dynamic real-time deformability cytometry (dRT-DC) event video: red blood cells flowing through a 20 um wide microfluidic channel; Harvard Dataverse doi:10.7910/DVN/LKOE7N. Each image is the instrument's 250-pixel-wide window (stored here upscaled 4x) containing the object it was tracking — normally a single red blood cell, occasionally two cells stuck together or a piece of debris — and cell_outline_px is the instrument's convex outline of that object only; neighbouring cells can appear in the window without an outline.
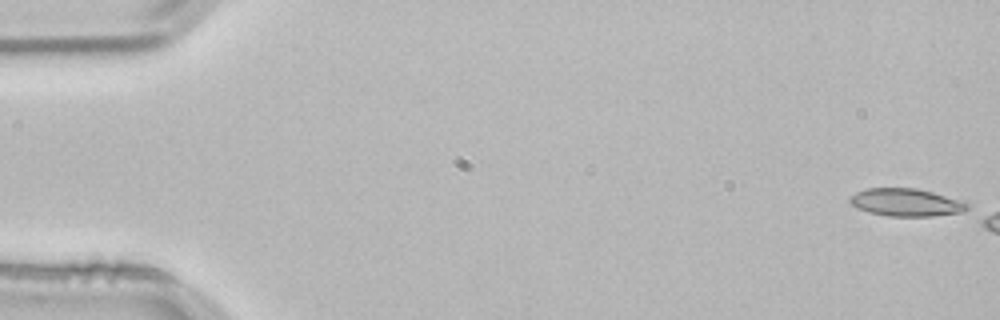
{"species": "common noctule bat (a hibernating species)", "species_latin": "Nyctalus noctula", "temperature_condition": "room temperature", "stored_images_in_passage": 7, "camera_frame_rate_fps": 3000, "um_per_image_px": 0.085, "animal": {"sex": "male", "body_mass_g": 21.5, "forearm_length_mm": 52.0}, "frame": {"image": 1, "passage_image": 1, "time_ms": 0.0, "image_size_px": [1000, 320], "cell_outline_px": [[968, 208], [964, 212], [932, 216], [888, 216], [868, 212], [856, 208], [848, 200], [856, 192], [864, 188], [916, 188], [964, 200], [968, 204]], "centroid_in_image_um": [77.03, 17.2], "position_along_channel_um": 8.0, "area_um2": 19.07}}